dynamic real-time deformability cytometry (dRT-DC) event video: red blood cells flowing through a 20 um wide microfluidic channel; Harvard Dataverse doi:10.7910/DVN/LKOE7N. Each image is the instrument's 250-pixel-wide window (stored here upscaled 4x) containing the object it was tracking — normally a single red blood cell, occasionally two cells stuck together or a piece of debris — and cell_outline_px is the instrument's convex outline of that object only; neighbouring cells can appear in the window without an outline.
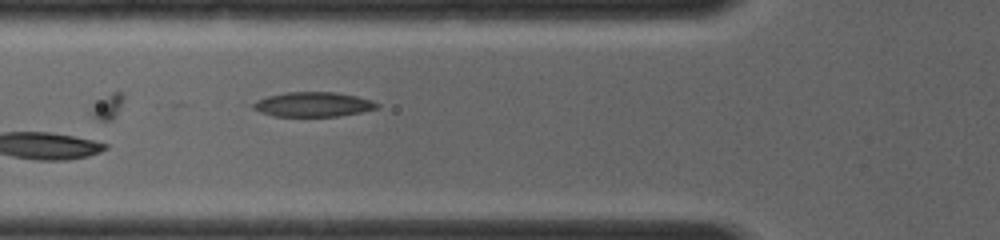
{"species": "common noctule bat (a hibernating species)", "species_latin": "Nyctalus noctula", "temperature_condition": "room temperature", "stored_images_in_passage": 4, "camera_frame_rate_fps": 4000, "um_per_image_px": 0.085, "animal": {"sex": "female", "body_mass_g": 19.0, "forearm_length_mm": 56.7}, "frame": {"image": 1, "passage_image": 4, "time_ms": 1.75, "image_size_px": [1000, 240], "cell_outline_px": [[380, 108], [360, 112], [336, 116], [272, 116], [260, 112], [252, 108], [252, 104], [256, 100], [268, 96], [284, 92], [332, 92], [356, 96], [372, 100], [380, 104]], "centroid_in_image_um": [26.6, 8.87], "position_along_channel_um": 99.2, "area_um2": 17.8}}